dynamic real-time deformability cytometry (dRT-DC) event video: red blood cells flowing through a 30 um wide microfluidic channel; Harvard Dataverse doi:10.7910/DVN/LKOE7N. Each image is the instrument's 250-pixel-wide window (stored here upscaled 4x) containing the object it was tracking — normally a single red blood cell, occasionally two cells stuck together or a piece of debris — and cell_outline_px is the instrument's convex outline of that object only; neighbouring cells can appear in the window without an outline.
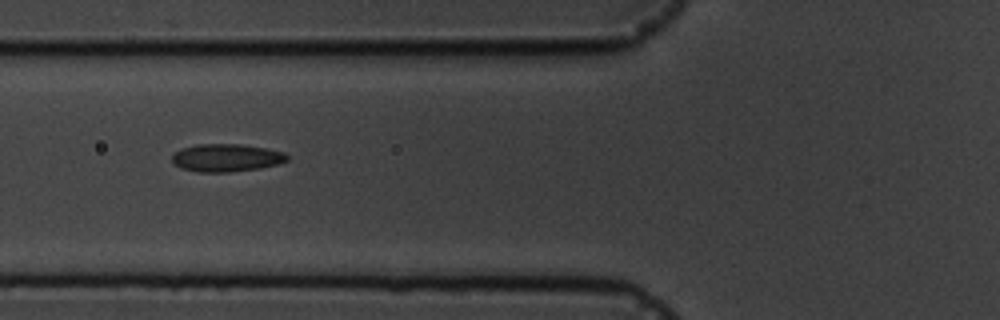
{"species": "common noctule bat (a hibernating species)", "species_latin": "Nyctalus noctula", "temperature_condition": "cold", "stored_images_in_passage": 6, "camera_frame_rate_fps": 3000, "um_per_image_px": 0.085, "animal": {"sex": "male", "body_mass_g": 19.5, "forearm_length_mm": 54.6}, "frame": {"image": 1, "passage_image": 3, "time_ms": 2.333, "image_size_px": [1000, 320], "cell_outline_px": [[288, 160], [280, 164], [260, 168], [228, 172], [200, 172], [180, 168], [172, 164], [172, 156], [180, 148], [196, 144], [240, 144], [268, 148], [284, 152], [288, 156]], "centroid_in_image_um": [19.24, 13.41], "position_along_channel_um": 106.6, "area_um2": 18.84}}
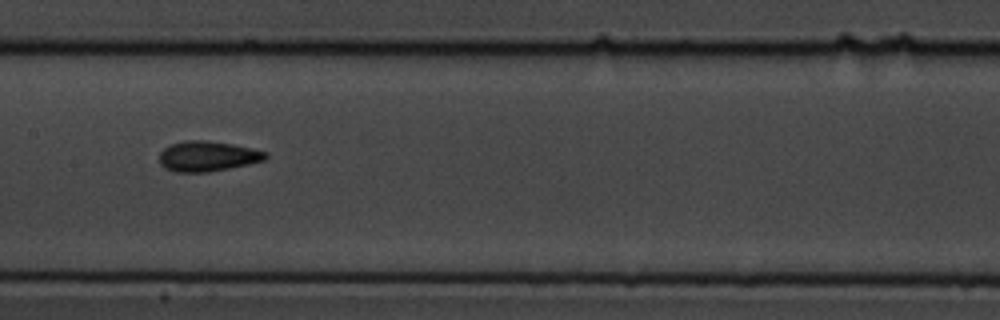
{"frame": {"image": 2, "passage_image": 5, "time_ms": 4.667, "image_size_px": [1000, 320], "cell_outline_px": [[268, 156], [264, 160], [248, 164], [208, 172], [176, 172], [164, 168], [160, 164], [160, 152], [164, 148], [172, 144], [184, 140], [208, 140], [232, 144], [268, 152]], "centroid_in_image_um": [17.63, 13.27], "position_along_channel_um": 189.8, "area_um2": 18.67}}
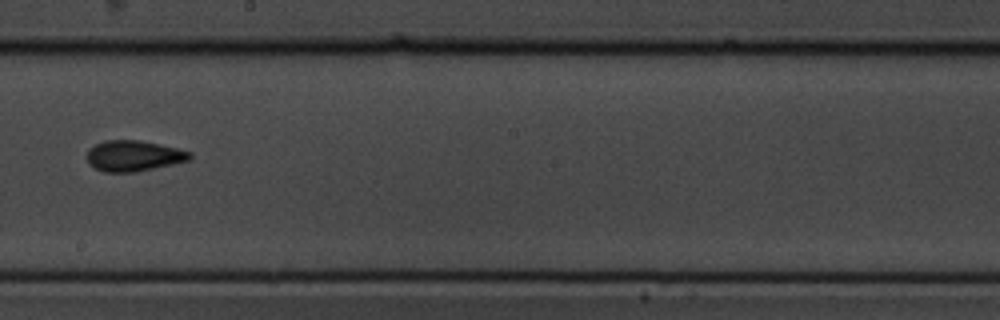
{"frame": {"image": 3, "passage_image": 6, "time_ms": 6.0, "image_size_px": [1000, 320], "cell_outline_px": [[192, 156], [188, 160], [172, 164], [136, 172], [104, 172], [88, 164], [88, 148], [104, 140], [140, 140], [160, 144], [192, 152]], "centroid_in_image_um": [11.34, 13.24], "position_along_channel_um": 236.9, "area_um2": 18.38}}